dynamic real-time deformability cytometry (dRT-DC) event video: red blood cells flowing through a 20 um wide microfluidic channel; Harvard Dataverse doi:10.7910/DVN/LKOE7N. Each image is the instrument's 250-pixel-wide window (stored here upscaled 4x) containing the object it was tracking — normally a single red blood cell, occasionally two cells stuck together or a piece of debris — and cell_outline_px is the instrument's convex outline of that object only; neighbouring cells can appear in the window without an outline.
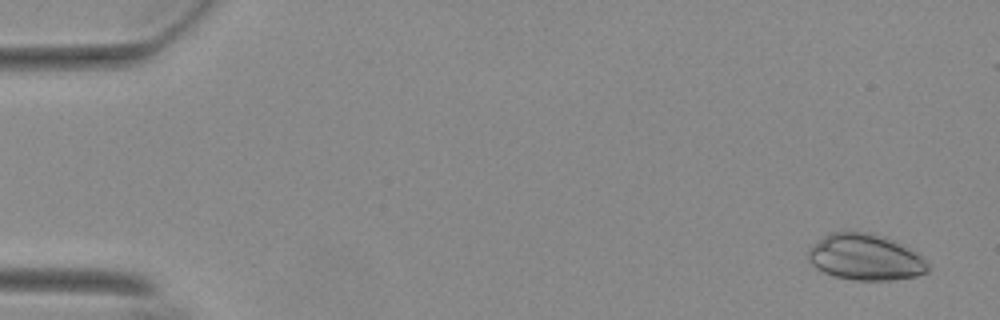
{"species": "Egyptian fruit bat (a non-hibernating species)", "species_latin": "Rousettus aegyptiacus", "temperature_condition": "warm", "stored_images_in_passage": 53, "camera_frame_rate_fps": 3000, "um_per_image_px": 0.085, "animal": {"sex": "female"}, "frame": {"image": 1, "passage_image": 3, "time_ms": 0.667, "image_size_px": [1000, 320], "cell_outline_px": [[928, 272], [916, 276], [892, 280], [856, 280], [836, 276], [824, 272], [816, 268], [808, 260], [808, 248], [812, 244], [824, 236], [832, 232], [872, 232], [896, 240], [916, 252], [928, 264]], "centroid_in_image_um": [73.55, 21.85], "position_along_channel_um": 11.5, "area_um2": 32.25}}
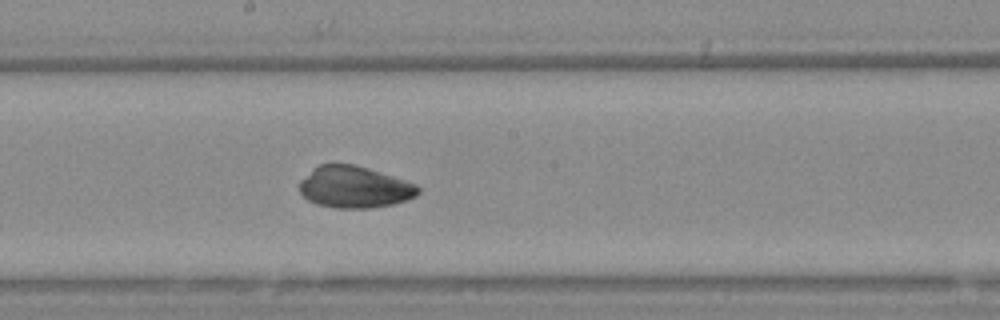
{"frame": {"image": 2, "passage_image": 31, "time_ms": 10.0, "image_size_px": [1000, 320], "cell_outline_px": [[420, 192], [416, 196], [392, 204], [372, 208], [336, 208], [316, 204], [308, 200], [300, 192], [300, 180], [312, 168], [320, 164], [356, 164], [416, 184], [420, 188]], "centroid_in_image_um": [30.1, 15.9], "position_along_channel_um": 218.1, "area_um2": 28.78}}
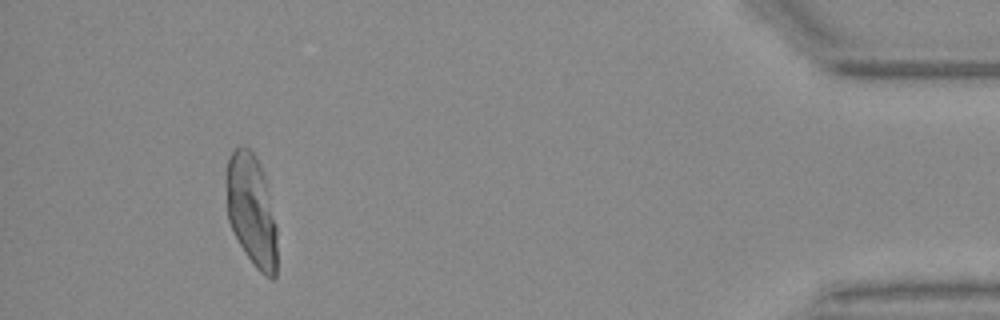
{"frame": {"image": 3, "passage_image": 52, "time_ms": 17.0, "image_size_px": [1000, 320], "cell_outline_px": [[276, 276], [272, 280], [264, 276], [256, 268], [244, 252], [228, 220], [224, 180], [228, 156], [240, 144], [244, 144], [256, 156], [264, 176], [276, 224]], "centroid_in_image_um": [21.34, 17.84], "position_along_channel_um": 413.9, "area_um2": 33.47}}